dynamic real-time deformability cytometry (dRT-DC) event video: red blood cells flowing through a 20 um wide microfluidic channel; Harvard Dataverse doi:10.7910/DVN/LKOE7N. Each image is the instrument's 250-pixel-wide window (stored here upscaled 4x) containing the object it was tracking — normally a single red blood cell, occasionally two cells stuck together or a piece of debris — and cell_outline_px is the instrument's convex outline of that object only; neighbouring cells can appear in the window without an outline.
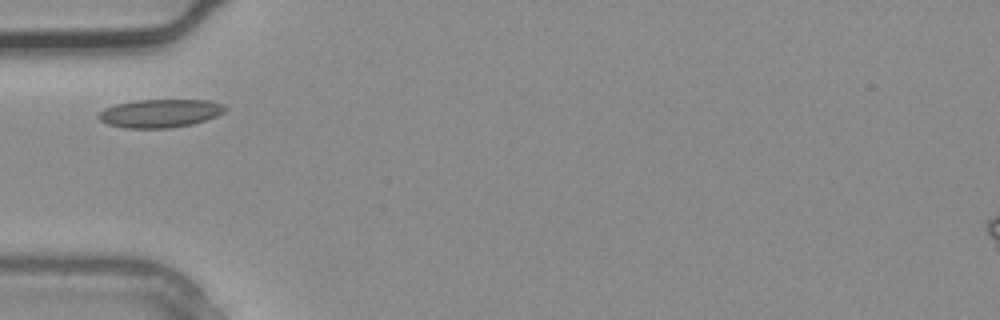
{"species": "common noctule bat (a hibernating species)", "species_latin": "Nyctalus noctula", "temperature_condition": "warm", "stored_images_in_passage": 1, "camera_frame_rate_fps": 3000, "um_per_image_px": 0.085, "animal": {"sex": "male", "body_mass_g": 20.4}, "frame": {"image": 1, "passage_image": 1, "time_ms": 0.0, "image_size_px": [1000, 320], "cell_outline_px": [[228, 108], [224, 112], [216, 116], [192, 124], [172, 128], [124, 128], [108, 124], [100, 120], [96, 116], [104, 108], [116, 104], [136, 100], [208, 100], [224, 104]], "centroid_in_image_um": [13.61, 9.63], "position_along_channel_um": 71.4, "area_um2": 20.92}}